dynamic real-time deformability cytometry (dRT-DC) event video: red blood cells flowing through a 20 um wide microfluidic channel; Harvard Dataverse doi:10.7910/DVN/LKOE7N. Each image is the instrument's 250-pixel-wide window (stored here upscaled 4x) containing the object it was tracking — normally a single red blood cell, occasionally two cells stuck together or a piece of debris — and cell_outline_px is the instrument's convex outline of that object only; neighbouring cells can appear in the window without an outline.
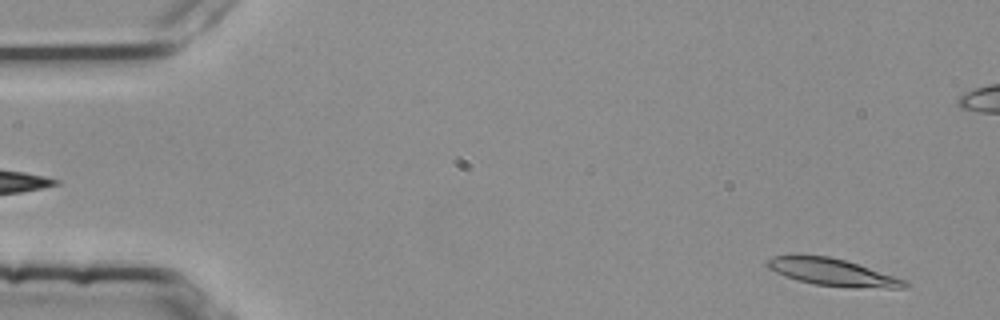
{"species": "common noctule bat (a hibernating species)", "species_latin": "Nyctalus noctula", "temperature_condition": "room temperature", "stored_images_in_passage": 51, "camera_frame_rate_fps": 3000, "um_per_image_px": 0.085, "animal": {"sex": "female", "body_mass_g": 25.1}, "frame": {"image": 1, "passage_image": 3, "time_ms": 0.667, "image_size_px": [1000, 320], "cell_outline_px": [[912, 284], [908, 288], [888, 288], [816, 284], [796, 280], [784, 276], [768, 268], [764, 264], [772, 256], [792, 252], [800, 252], [828, 256], [844, 260], [908, 280]], "centroid_in_image_um": [70.68, 23.08], "position_along_channel_um": 14.3, "area_um2": 22.14}}
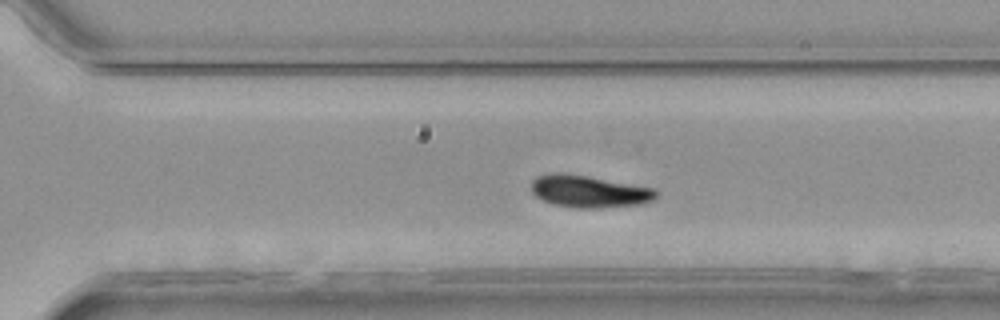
{"frame": {"image": 2, "passage_image": 37, "time_ms": 12.0, "image_size_px": [1000, 320], "cell_outline_px": [[656, 196], [652, 200], [644, 204], [596, 208], [576, 208], [552, 204], [540, 200], [532, 192], [532, 180], [536, 176], [588, 176], [652, 188], [656, 192]], "centroid_in_image_um": [50.1, 16.33], "position_along_channel_um": 320.5, "area_um2": 22.54}}
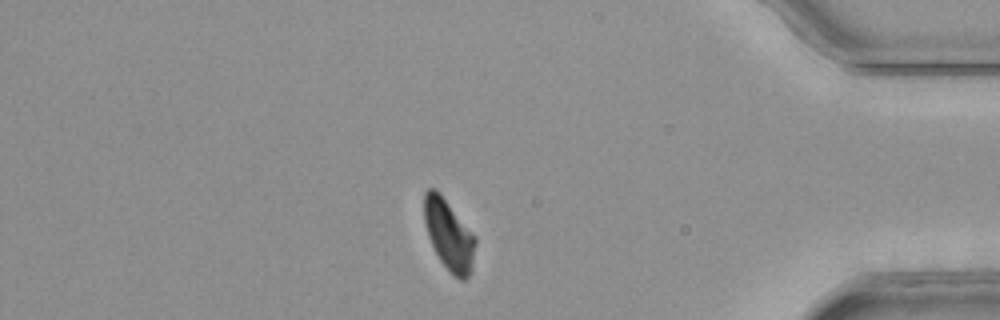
{"frame": {"image": 3, "passage_image": 46, "time_ms": 15.0, "image_size_px": [1000, 320], "cell_outline_px": [[476, 244], [472, 272], [464, 280], [460, 280], [448, 272], [440, 260], [428, 236], [424, 220], [424, 192], [428, 188], [436, 188], [440, 192], [476, 236]], "centroid_in_image_um": [38.17, 19.97], "position_along_channel_um": 397.0, "area_um2": 21.39}, "authors_computed_cell_mechanics": {"area_um2": 22.3108, "velocity_mm_per_s": 3.7636, "shape_relaxation_time_tau1_ms": 5.1325, "shape_relaxation_time_tau2_ms": 3.769, "deformation_change_tau1": 0.1568, "deformation_change_tau2": 0.0787}}